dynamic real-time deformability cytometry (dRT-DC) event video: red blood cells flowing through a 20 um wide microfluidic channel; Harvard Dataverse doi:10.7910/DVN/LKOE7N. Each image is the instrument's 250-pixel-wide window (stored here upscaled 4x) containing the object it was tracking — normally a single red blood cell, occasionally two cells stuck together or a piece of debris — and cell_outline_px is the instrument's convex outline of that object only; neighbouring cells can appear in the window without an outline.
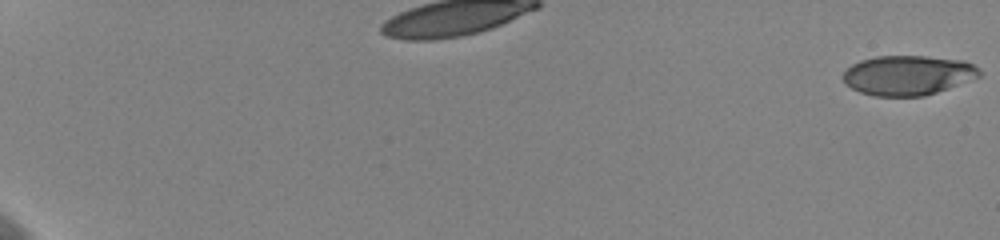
{"species": "human", "species_latin": "Homo sapiens", "temperature_condition": "cold", "stored_images_in_passage": 60, "camera_frame_rate_fps": 3000, "um_per_image_px": 0.085, "donor": {"sex": "female"}, "frame": {"image": 1, "passage_image": 1, "time_ms": 0.0, "image_size_px": [1000, 240], "cell_outline_px": [[980, 76], [936, 92], [924, 96], [876, 96], [860, 92], [844, 84], [844, 72], [852, 64], [860, 60], [876, 56], [924, 56], [964, 60], [980, 68]], "centroid_in_image_um": [77.16, 6.39], "position_along_channel_um": 7.8, "area_um2": 31.39}}
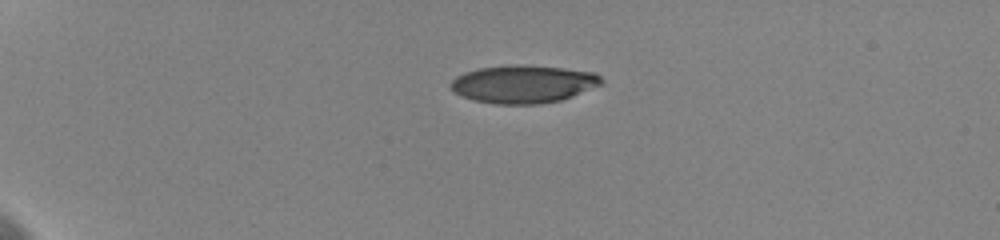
{"frame": {"image": 2, "passage_image": 17, "time_ms": 5.333, "image_size_px": [1000, 240], "cell_outline_px": [[604, 84], [572, 96], [560, 100], [536, 104], [496, 104], [472, 100], [460, 96], [452, 92], [448, 84], [456, 76], [464, 72], [480, 68], [512, 64], [520, 64], [564, 68], [592, 72], [600, 76], [604, 80]], "centroid_in_image_um": [44.45, 7.14], "position_along_channel_um": 40.6, "area_um2": 33.58}}
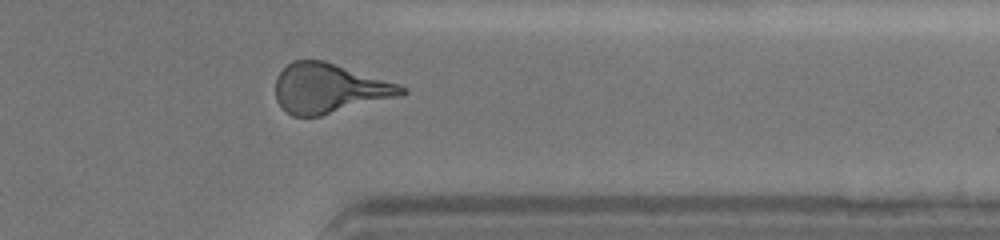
{"frame": {"image": 3, "passage_image": 51, "time_ms": 16.667, "image_size_px": [1000, 240], "cell_outline_px": [[408, 92], [404, 96], [320, 116], [292, 116], [284, 112], [276, 100], [276, 76], [292, 60], [324, 60], [408, 88]], "centroid_in_image_um": [27.98, 7.53], "position_along_channel_um": 383.4, "area_um2": 36.59}, "authors_computed_cell_mechanics": {"area_um2": 34.7378, "velocity_mm_per_s": 3.6144, "shape_relaxation_time_tau1_ms": 5.9743, "shape_relaxation_time_tau2_ms": 1.8245, "deformation_change_tau1": 0.1892, "deformation_change_tau2": 0.1064}}